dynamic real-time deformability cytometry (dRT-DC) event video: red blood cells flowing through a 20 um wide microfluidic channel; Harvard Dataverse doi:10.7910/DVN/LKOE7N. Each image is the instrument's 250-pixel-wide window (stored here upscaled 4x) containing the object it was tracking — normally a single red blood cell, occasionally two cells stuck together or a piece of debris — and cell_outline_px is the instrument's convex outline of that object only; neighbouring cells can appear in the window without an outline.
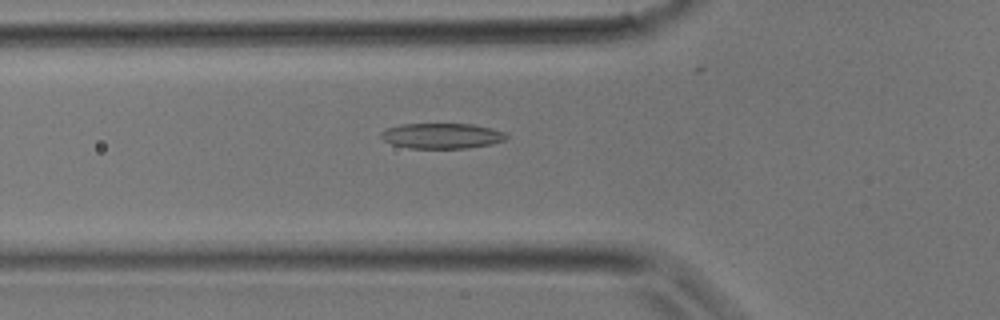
{"species": "common noctule bat (a hibernating species)", "species_latin": "Nyctalus noctula", "temperature_condition": "room temperature", "stored_images_in_passage": 31, "camera_frame_rate_fps": 3000, "um_per_image_px": 0.085, "animal": {"sex": "male", "body_mass_g": 17.9}, "frame": {"image": 1, "passage_image": 8, "time_ms": 2.333, "image_size_px": [1000, 320], "cell_outline_px": [[508, 136], [504, 140], [492, 144], [468, 148], [408, 148], [392, 144], [384, 140], [380, 136], [380, 132], [384, 128], [400, 124], [472, 124], [504, 132]], "centroid_in_image_um": [37.5, 11.55], "position_along_channel_um": 88.3, "area_um2": 18.55}}
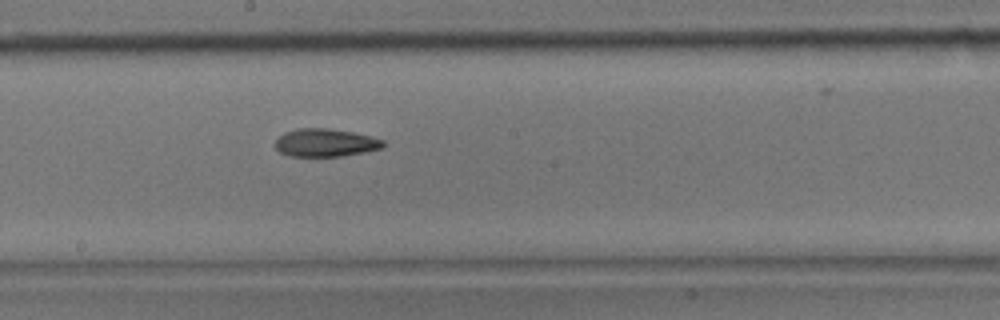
{"frame": {"image": 2, "passage_image": 15, "time_ms": 4.667, "image_size_px": [1000, 320], "cell_outline_px": [[384, 148], [364, 152], [340, 156], [288, 156], [280, 152], [276, 148], [276, 140], [284, 132], [296, 128], [328, 128], [352, 132], [372, 136], [384, 140]], "centroid_in_image_um": [27.67, 12.12], "position_along_channel_um": 220.5, "area_um2": 17.63}}
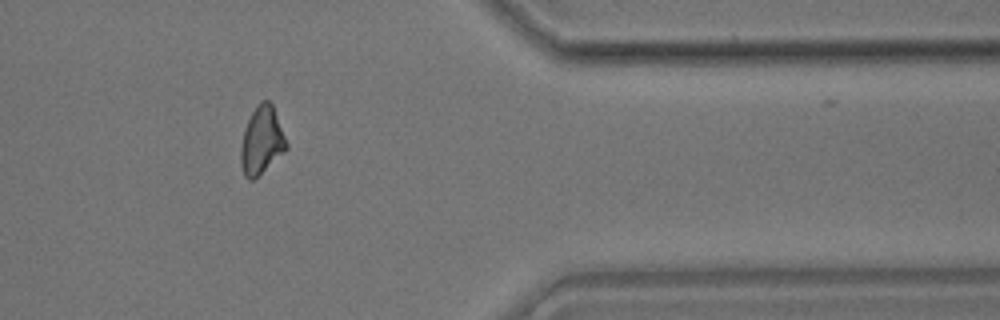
{"frame": {"image": 3, "passage_image": 25, "time_ms": 8.0, "image_size_px": [1000, 320], "cell_outline_px": [[288, 148], [284, 152], [252, 180], [248, 180], [244, 176], [240, 164], [240, 148], [244, 128], [252, 112], [260, 100], [268, 100], [272, 104], [288, 144]], "centroid_in_image_um": [22.22, 11.94], "position_along_channel_um": 389.2, "area_um2": 17.86}}